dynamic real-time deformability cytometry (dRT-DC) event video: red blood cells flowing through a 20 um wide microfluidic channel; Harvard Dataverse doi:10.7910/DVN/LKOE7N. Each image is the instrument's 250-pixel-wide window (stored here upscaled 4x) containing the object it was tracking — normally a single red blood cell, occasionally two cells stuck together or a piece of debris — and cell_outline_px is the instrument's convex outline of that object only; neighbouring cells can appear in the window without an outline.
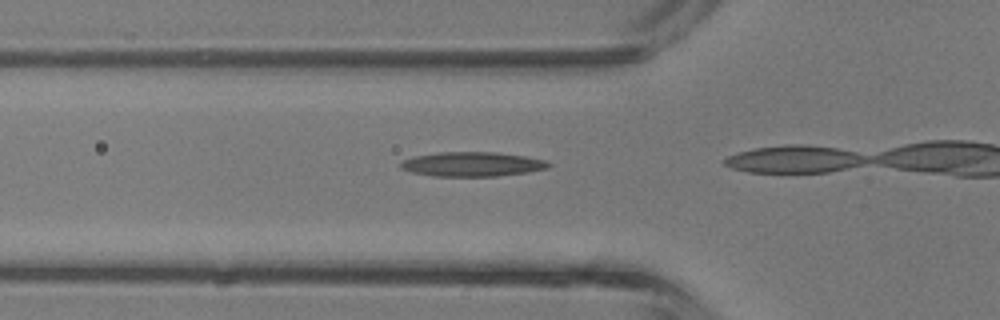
{"species": "common noctule bat (a hibernating species)", "species_latin": "Nyctalus noctula", "temperature_condition": "room temperature", "stored_images_in_passage": 4, "camera_frame_rate_fps": 3000, "um_per_image_px": 0.085, "animal": {"sex": "male", "body_mass_g": 13.3}, "frame": {"image": 1, "passage_image": 3, "time_ms": 0.667, "image_size_px": [1000, 320], "cell_outline_px": [[548, 164], [540, 168], [520, 172], [484, 176], [448, 176], [416, 172], [404, 168], [404, 164], [408, 160], [424, 156], [460, 152], [476, 152], [516, 156], [536, 160]], "centroid_in_image_um": [40.08, 13.97], "position_along_channel_um": 85.7, "area_um2": 18.21}}